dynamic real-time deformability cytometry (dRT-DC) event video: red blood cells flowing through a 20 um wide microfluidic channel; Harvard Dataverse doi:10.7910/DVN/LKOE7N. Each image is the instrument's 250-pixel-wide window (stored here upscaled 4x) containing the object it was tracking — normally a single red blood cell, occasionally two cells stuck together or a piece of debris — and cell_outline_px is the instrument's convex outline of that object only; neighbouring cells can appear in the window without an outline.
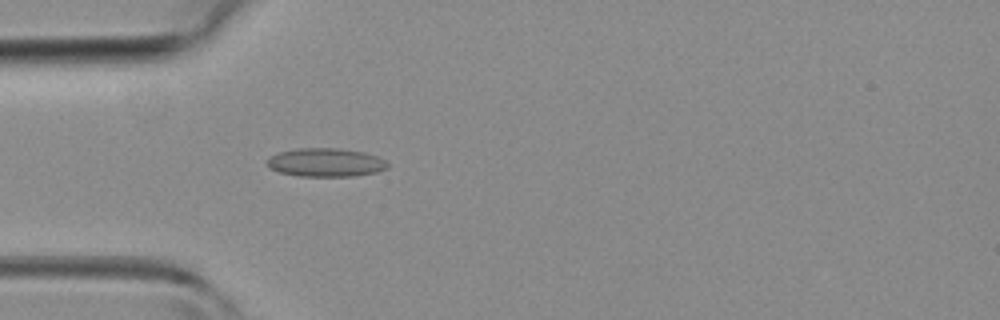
{"species": "common noctule bat (a hibernating species)", "species_latin": "Nyctalus noctula", "temperature_condition": "room temperature", "stored_images_in_passage": 44, "camera_frame_rate_fps": 3000, "um_per_image_px": 0.085, "animal": {"sex": "female", "body_mass_g": 19.3, "forearm_length_mm": 54.1}, "frame": {"image": 1, "passage_image": 13, "time_ms": 4.0, "image_size_px": [1000, 320], "cell_outline_px": [[388, 168], [376, 172], [352, 176], [300, 176], [280, 172], [268, 168], [268, 160], [272, 156], [280, 152], [296, 148], [340, 148], [364, 152], [376, 156], [384, 160], [388, 164]], "centroid_in_image_um": [27.7, 13.8], "position_along_channel_um": 57.3, "area_um2": 19.88}}
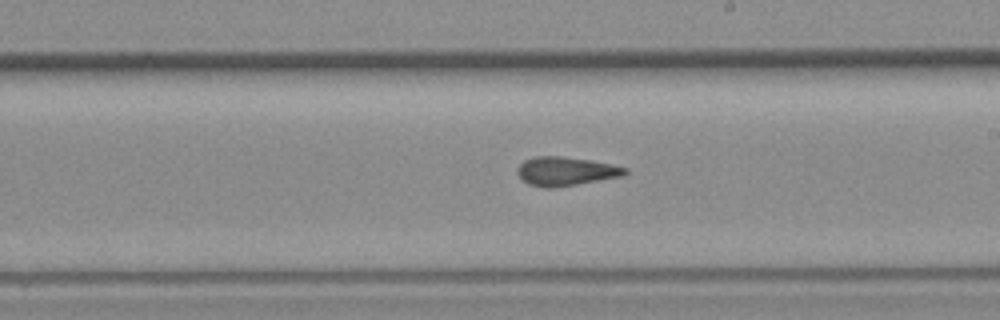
{"frame": {"image": 2, "passage_image": 25, "time_ms": 8.0, "image_size_px": [1000, 320], "cell_outline_px": [[628, 172], [624, 176], [552, 188], [544, 188], [528, 184], [516, 172], [516, 168], [524, 160], [536, 156], [560, 156], [588, 160], [612, 164], [628, 168]], "centroid_in_image_um": [48.09, 14.56], "position_along_channel_um": 240.9, "area_um2": 18.03}}
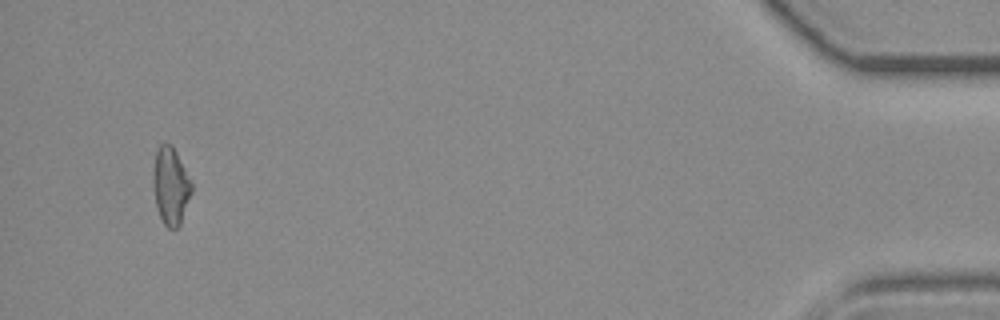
{"frame": {"image": 3, "passage_image": 42, "time_ms": 13.667, "image_size_px": [1000, 320], "cell_outline_px": [[192, 192], [180, 224], [176, 228], [168, 228], [164, 224], [156, 208], [152, 184], [152, 180], [156, 152], [160, 144], [172, 144], [192, 184]], "centroid_in_image_um": [14.49, 15.82], "position_along_channel_um": 420.7, "area_um2": 17.17}}